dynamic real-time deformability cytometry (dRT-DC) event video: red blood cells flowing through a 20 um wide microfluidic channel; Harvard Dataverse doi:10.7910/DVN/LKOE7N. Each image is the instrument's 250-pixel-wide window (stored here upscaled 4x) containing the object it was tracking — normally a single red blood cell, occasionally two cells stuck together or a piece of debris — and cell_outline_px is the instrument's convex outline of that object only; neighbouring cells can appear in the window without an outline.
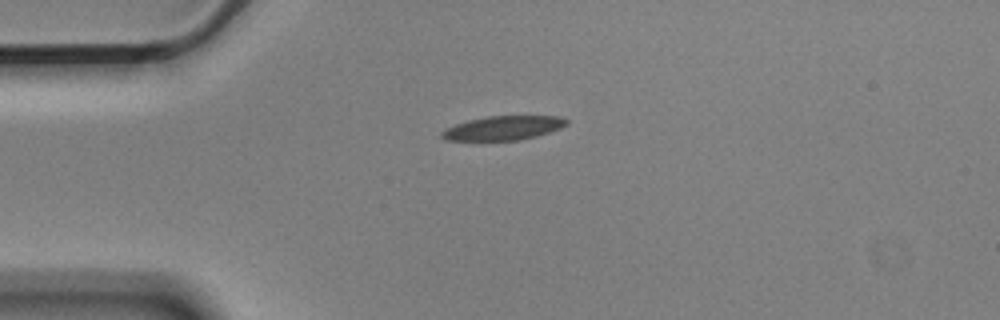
{"species": "Egyptian fruit bat (a non-hibernating species)", "species_latin": "Rousettus aegyptiacus", "temperature_condition": "cold", "stored_images_in_passage": 1, "camera_frame_rate_fps": 3000, "um_per_image_px": 0.085, "animal": {"sex": "male"}, "frame": {"image": 1, "passage_image": 1, "time_ms": 0.0, "image_size_px": [1000, 320], "cell_outline_px": [[568, 124], [560, 128], [536, 136], [516, 140], [444, 140], [440, 136], [440, 132], [444, 128], [468, 120], [488, 116], [560, 116], [568, 120]], "centroid_in_image_um": [42.74, 10.87], "position_along_channel_um": 42.3, "area_um2": 17.46}}